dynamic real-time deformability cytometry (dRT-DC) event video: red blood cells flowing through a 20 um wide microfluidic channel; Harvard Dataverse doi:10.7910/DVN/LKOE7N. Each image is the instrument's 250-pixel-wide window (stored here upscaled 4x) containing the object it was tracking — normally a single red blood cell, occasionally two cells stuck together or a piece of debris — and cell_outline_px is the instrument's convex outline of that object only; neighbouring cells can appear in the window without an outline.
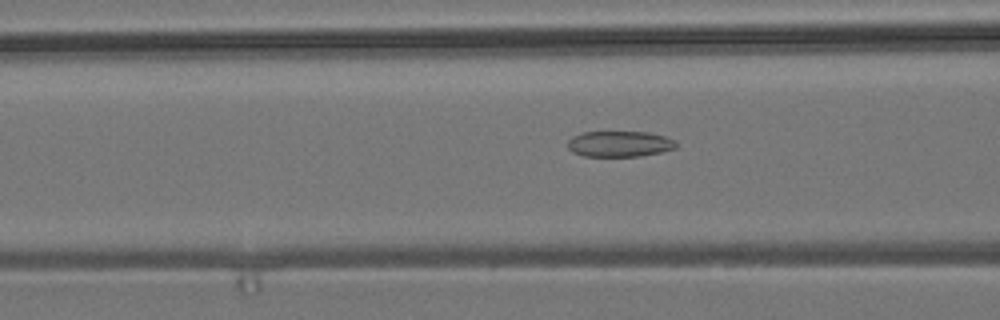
{"species": "common noctule bat (a hibernating species)", "species_latin": "Nyctalus noctula", "temperature_condition": "room temperature", "stored_images_in_passage": 56, "camera_frame_rate_fps": 3000, "um_per_image_px": 0.085, "animal": {"sex": "male", "body_mass_g": 19.2, "forearm_length_mm": 51.8}, "frame": {"image": 1, "passage_image": 22, "time_ms": 7.0, "image_size_px": [1000, 320], "cell_outline_px": [[676, 148], [660, 152], [640, 156], [584, 156], [572, 152], [568, 148], [568, 140], [572, 136], [584, 132], [648, 132], [664, 136], [676, 140]], "centroid_in_image_um": [52.65, 12.23], "position_along_channel_um": 113.9, "area_um2": 16.3}}
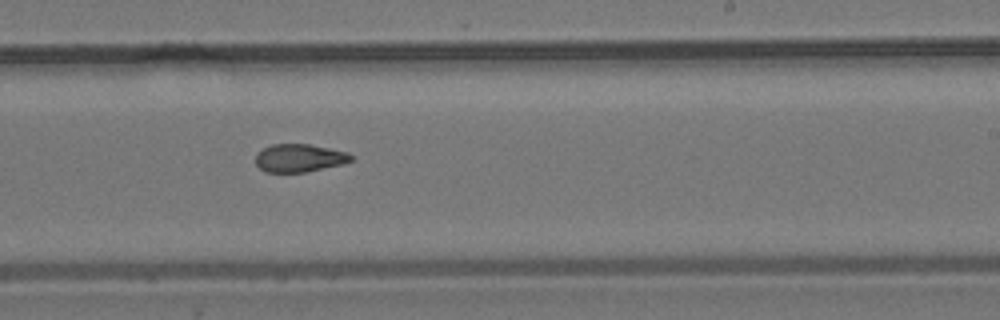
{"frame": {"image": 2, "passage_image": 34, "time_ms": 11.0, "image_size_px": [1000, 320], "cell_outline_px": [[352, 160], [340, 164], [304, 172], [264, 172], [256, 164], [256, 152], [272, 144], [308, 144], [348, 152], [352, 156]], "centroid_in_image_um": [25.4, 13.42], "position_along_channel_um": 263.6, "area_um2": 15.37}}
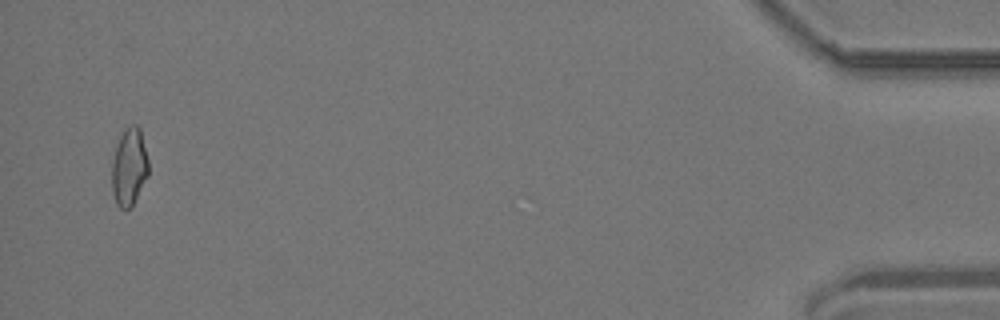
{"frame": {"image": 3, "passage_image": 54, "time_ms": 17.667, "image_size_px": [1000, 320], "cell_outline_px": [[148, 176], [132, 208], [120, 208], [116, 204], [112, 192], [112, 160], [116, 144], [124, 128], [132, 124], [136, 124], [140, 128], [148, 160]], "centroid_in_image_um": [10.98, 14.2], "position_along_channel_um": 424.2, "area_um2": 16.82}, "authors_computed_cell_mechanics": {"area_um2": 16.762, "velocity_mm_per_s": 3.7407, "shape_relaxation_time_tau1_ms": null, "shape_relaxation_time_tau2_ms": 3.5277, "deformation_change_tau1": null, "deformation_change_tau2": 0.0923}}